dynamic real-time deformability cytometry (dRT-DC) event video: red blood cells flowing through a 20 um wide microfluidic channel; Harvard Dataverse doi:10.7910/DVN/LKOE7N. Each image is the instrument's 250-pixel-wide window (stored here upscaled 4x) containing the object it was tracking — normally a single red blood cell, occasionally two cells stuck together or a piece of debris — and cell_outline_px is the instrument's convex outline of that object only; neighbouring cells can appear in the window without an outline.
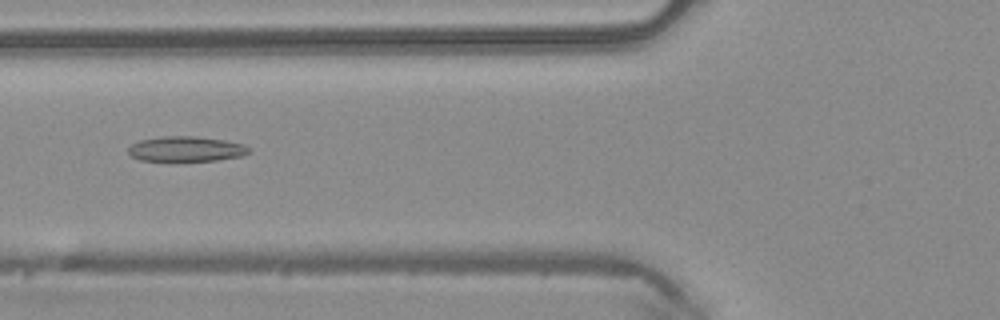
{"species": "common noctule bat (a hibernating species)", "species_latin": "Nyctalus noctula", "temperature_condition": "warm", "stored_images_in_passage": 49, "camera_frame_rate_fps": 3000, "um_per_image_px": 0.085, "animal": {"sex": "male", "body_mass_g": 20.4}, "frame": {"image": 1, "passage_image": 19, "time_ms": 6.0, "image_size_px": [1000, 320], "cell_outline_px": [[252, 152], [244, 156], [216, 160], [140, 160], [132, 156], [128, 152], [128, 148], [132, 144], [140, 140], [160, 136], [196, 136], [224, 140], [244, 144], [252, 148]], "centroid_in_image_um": [15.88, 12.65], "position_along_channel_um": 109.9, "area_um2": 17.69}}
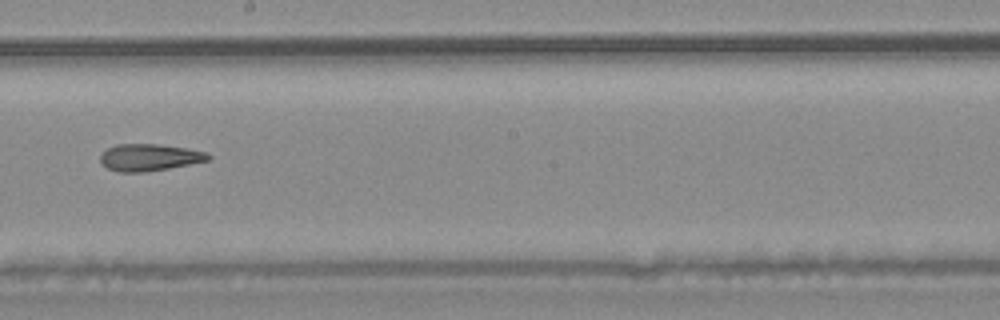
{"frame": {"image": 2, "passage_image": 28, "time_ms": 9.0, "image_size_px": [1000, 320], "cell_outline_px": [[212, 156], [208, 160], [168, 168], [144, 172], [120, 172], [108, 168], [100, 164], [100, 152], [116, 144], [160, 144], [184, 148], [204, 152]], "centroid_in_image_um": [12.62, 13.37], "position_along_channel_um": 235.6, "area_um2": 16.82}}
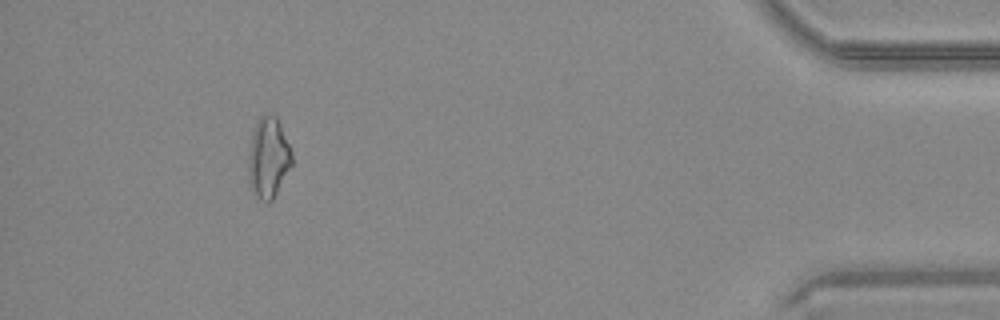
{"frame": {"image": 3, "passage_image": 45, "time_ms": 14.667, "image_size_px": [1000, 320], "cell_outline_px": [[292, 164], [272, 200], [268, 204], [260, 200], [252, 192], [248, 184], [248, 156], [252, 128], [256, 120], [264, 112], [276, 116], [280, 124], [288, 144], [292, 156]], "centroid_in_image_um": [22.76, 13.4], "position_along_channel_um": 412.4, "area_um2": 20.75}}